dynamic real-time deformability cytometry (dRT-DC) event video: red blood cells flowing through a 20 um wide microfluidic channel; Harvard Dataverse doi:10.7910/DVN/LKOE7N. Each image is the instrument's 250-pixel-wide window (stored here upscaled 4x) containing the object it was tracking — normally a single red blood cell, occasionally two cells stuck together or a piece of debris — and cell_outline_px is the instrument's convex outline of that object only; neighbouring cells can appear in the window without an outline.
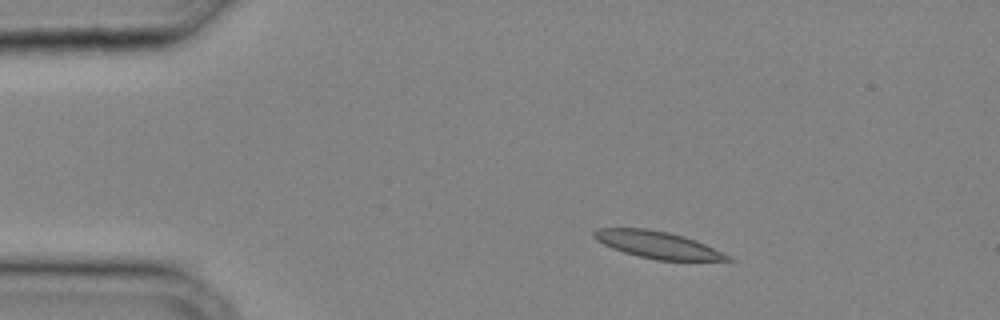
{"species": "common noctule bat (a hibernating species)", "species_latin": "Nyctalus noctula", "temperature_condition": "cold", "stored_images_in_passage": 30, "camera_frame_rate_fps": 3000, "um_per_image_px": 0.085, "animal": {"sex": "male", "body_mass_g": 20.4}, "frame": {"image": 1, "passage_image": 1, "time_ms": 0.0, "image_size_px": [1000, 320], "cell_outline_px": [[736, 260], [656, 260], [624, 252], [612, 248], [596, 240], [592, 236], [592, 232], [596, 228], [648, 228], [668, 232], [684, 236], [696, 240], [732, 256]], "centroid_in_image_um": [55.89, 20.79], "position_along_channel_um": 29.1, "area_um2": 21.04}}
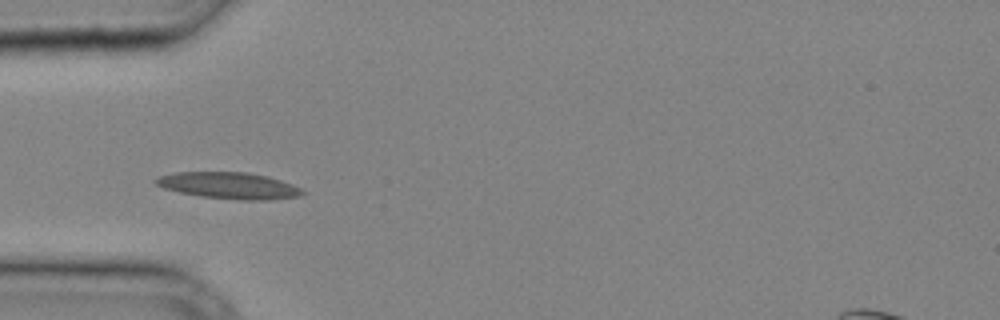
{"frame": {"image": 2, "passage_image": 6, "time_ms": 1.667, "image_size_px": [1000, 320], "cell_outline_px": [[308, 192], [300, 196], [268, 200], [236, 200], [200, 196], [180, 192], [164, 188], [156, 184], [152, 180], [156, 176], [176, 172], [244, 172], [268, 176], [292, 184]], "centroid_in_image_um": [19.46, 15.77], "position_along_channel_um": 65.5, "area_um2": 22.83}}
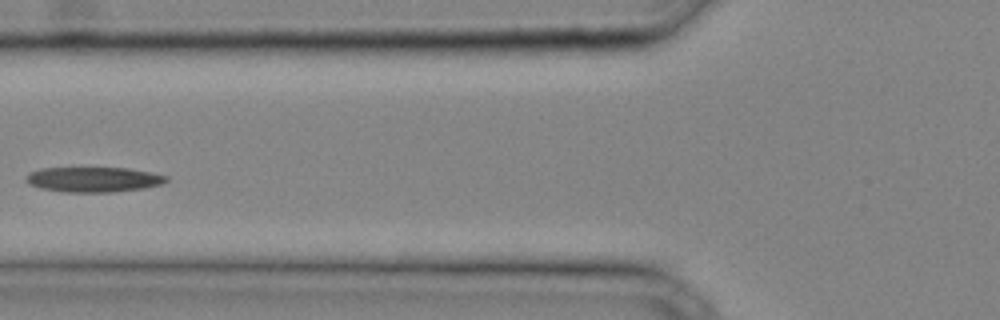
{"frame": {"image": 3, "passage_image": 9, "time_ms": 2.667, "image_size_px": [1000, 320], "cell_outline_px": [[168, 180], [160, 184], [144, 188], [112, 192], [68, 192], [44, 188], [28, 184], [28, 176], [32, 172], [40, 168], [128, 168], [168, 176]], "centroid_in_image_um": [7.99, 15.25], "position_along_channel_um": 117.8, "area_um2": 20.06}}